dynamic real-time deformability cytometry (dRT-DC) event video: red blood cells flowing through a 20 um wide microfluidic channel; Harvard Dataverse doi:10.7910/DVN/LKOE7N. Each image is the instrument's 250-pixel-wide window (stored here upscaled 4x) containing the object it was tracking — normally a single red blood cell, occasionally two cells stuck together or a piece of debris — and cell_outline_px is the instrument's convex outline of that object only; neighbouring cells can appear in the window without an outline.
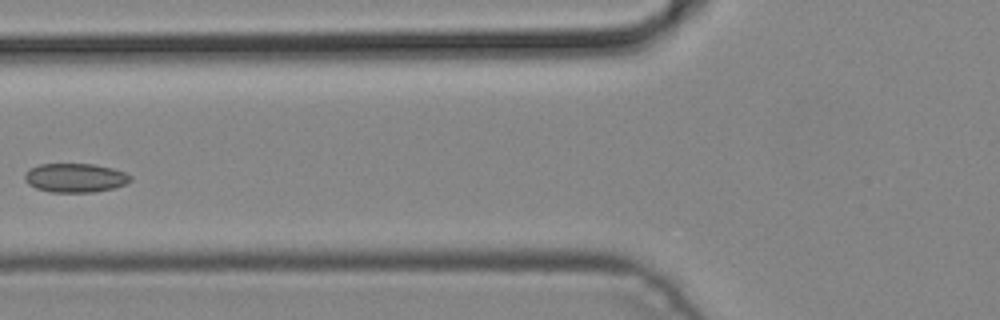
{"species": "common noctule bat (a hibernating species)", "species_latin": "Nyctalus noctula", "temperature_condition": "cold", "stored_images_in_passage": 5, "camera_frame_rate_fps": 3000, "um_per_image_px": 0.085, "animal": {"sex": "male", "body_mass_g": 19.2, "forearm_length_mm": 51.8}, "frame": {"image": 1, "passage_image": 5, "time_ms": 1.333, "image_size_px": [1000, 320], "cell_outline_px": [[132, 180], [124, 184], [112, 188], [92, 192], [52, 192], [36, 188], [28, 184], [24, 180], [24, 176], [28, 168], [40, 164], [92, 164], [112, 168], [124, 172], [132, 176]], "centroid_in_image_um": [6.36, 15.11], "position_along_channel_um": 119.4, "area_um2": 17.8}}